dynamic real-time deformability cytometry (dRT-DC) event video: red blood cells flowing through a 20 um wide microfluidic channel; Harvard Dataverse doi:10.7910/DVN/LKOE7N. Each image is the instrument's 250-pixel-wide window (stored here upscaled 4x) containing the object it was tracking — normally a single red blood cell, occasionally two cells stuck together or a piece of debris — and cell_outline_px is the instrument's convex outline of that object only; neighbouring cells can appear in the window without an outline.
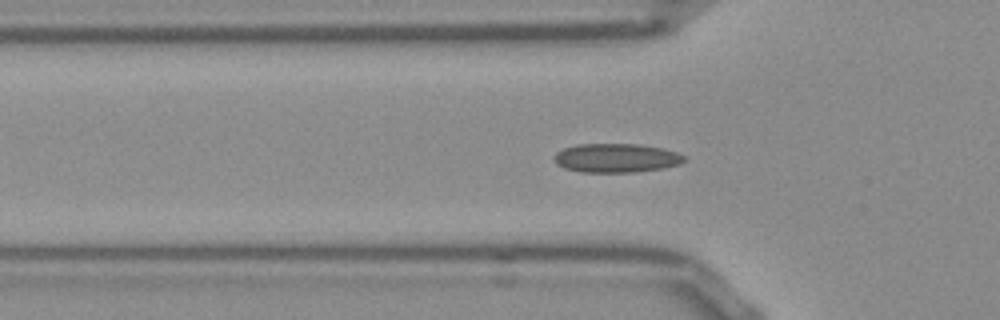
{"species": "Egyptian fruit bat (a non-hibernating species)", "species_latin": "Rousettus aegyptiacus", "temperature_condition": "room temperature", "stored_images_in_passage": 45, "camera_frame_rate_fps": 3000, "um_per_image_px": 0.085, "frame": {"image": 1, "passage_image": 13, "time_ms": 4.0, "image_size_px": [1000, 320], "cell_outline_px": [[684, 160], [680, 164], [664, 168], [636, 172], [580, 172], [564, 168], [556, 164], [556, 152], [564, 148], [576, 144], [636, 144], [660, 148], [676, 152], [684, 156]], "centroid_in_image_um": [52.37, 13.43], "position_along_channel_um": 73.4, "area_um2": 21.79}}
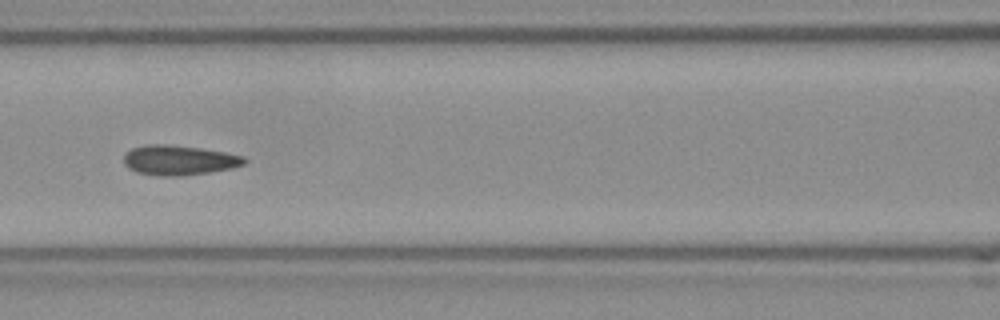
{"frame": {"image": 2, "passage_image": 19, "time_ms": 6.0, "image_size_px": [1000, 320], "cell_outline_px": [[248, 160], [244, 164], [232, 168], [212, 172], [180, 176], [156, 176], [136, 172], [128, 168], [124, 164], [124, 156], [132, 148], [144, 144], [164, 144], [200, 148], [224, 152], [244, 156]], "centroid_in_image_um": [15.21, 13.62], "position_along_channel_um": 151.4, "area_um2": 21.1}}
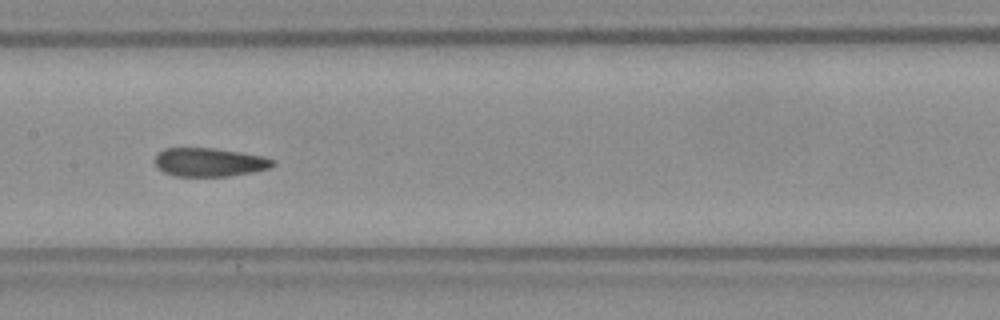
{"frame": {"image": 3, "passage_image": 22, "time_ms": 7.0, "image_size_px": [1000, 320], "cell_outline_px": [[276, 164], [268, 168], [252, 172], [228, 176], [176, 176], [164, 172], [156, 164], [156, 156], [164, 148], [216, 148], [240, 152], [260, 156], [276, 160]], "centroid_in_image_um": [17.82, 13.78], "position_along_channel_um": 189.6, "area_um2": 19.42}, "authors_computed_cell_mechanics": {"area_um2": 20.4034, "velocity_mm_per_s": 3.8335, "shape_relaxation_time_tau1_ms": null, "shape_relaxation_time_tau2_ms": 1.8474, "deformation_change_tau1": null, "deformation_change_tau2": 0.0607}}